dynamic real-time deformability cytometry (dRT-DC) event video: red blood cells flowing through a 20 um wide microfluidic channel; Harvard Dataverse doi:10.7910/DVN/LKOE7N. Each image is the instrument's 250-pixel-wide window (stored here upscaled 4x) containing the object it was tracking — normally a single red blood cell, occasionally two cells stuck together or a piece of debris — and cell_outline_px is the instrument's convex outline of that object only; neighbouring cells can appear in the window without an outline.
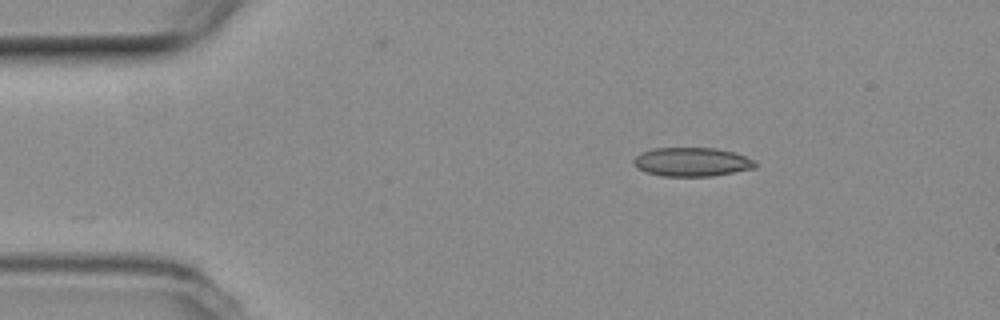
{"species": "common noctule bat (a hibernating species)", "species_latin": "Nyctalus noctula", "temperature_condition": "room temperature", "stored_images_in_passage": 47, "camera_frame_rate_fps": 3000, "um_per_image_px": 0.085, "animal": {"sex": "female", "body_mass_g": 19.3, "forearm_length_mm": 54.1}, "frame": {"image": 1, "passage_image": 1, "time_ms": 0.0, "image_size_px": [1000, 320], "cell_outline_px": [[756, 168], [712, 176], [664, 176], [644, 172], [632, 164], [632, 160], [640, 152], [656, 148], [716, 148], [732, 152], [756, 160]], "centroid_in_image_um": [58.79, 13.77], "position_along_channel_um": 26.2, "area_um2": 20.52}}
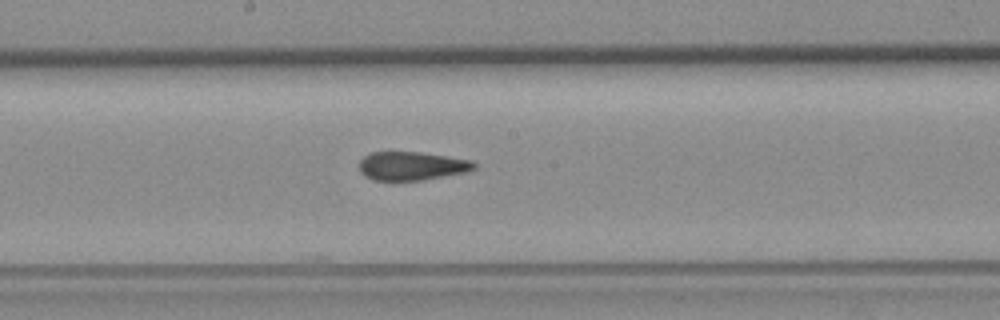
{"frame": {"image": 2, "passage_image": 21, "time_ms": 6.667, "image_size_px": [1000, 320], "cell_outline_px": [[476, 168], [468, 172], [424, 180], [372, 180], [364, 176], [360, 172], [360, 160], [364, 156], [372, 152], [420, 152], [448, 156], [472, 160], [476, 164]], "centroid_in_image_um": [35.03, 14.11], "position_along_channel_um": 213.2, "area_um2": 19.31}}
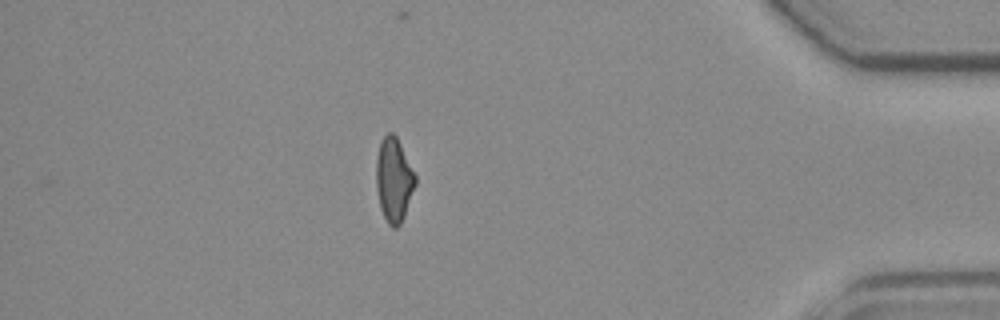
{"frame": {"image": 3, "passage_image": 40, "time_ms": 13.0, "image_size_px": [1000, 320], "cell_outline_px": [[416, 184], [404, 216], [400, 224], [396, 228], [392, 228], [388, 224], [380, 208], [376, 188], [376, 160], [380, 140], [388, 132], [392, 132], [396, 136], [416, 176]], "centroid_in_image_um": [33.46, 15.29], "position_along_channel_um": 401.7, "area_um2": 19.13}, "authors_computed_cell_mechanics": {"area_um2": 19.941, "velocity_mm_per_s": 3.711, "shape_relaxation_time_tau1_ms": null, "shape_relaxation_time_tau2_ms": 2.3221, "deformation_change_tau1": null, "deformation_change_tau2": 0.0838}}